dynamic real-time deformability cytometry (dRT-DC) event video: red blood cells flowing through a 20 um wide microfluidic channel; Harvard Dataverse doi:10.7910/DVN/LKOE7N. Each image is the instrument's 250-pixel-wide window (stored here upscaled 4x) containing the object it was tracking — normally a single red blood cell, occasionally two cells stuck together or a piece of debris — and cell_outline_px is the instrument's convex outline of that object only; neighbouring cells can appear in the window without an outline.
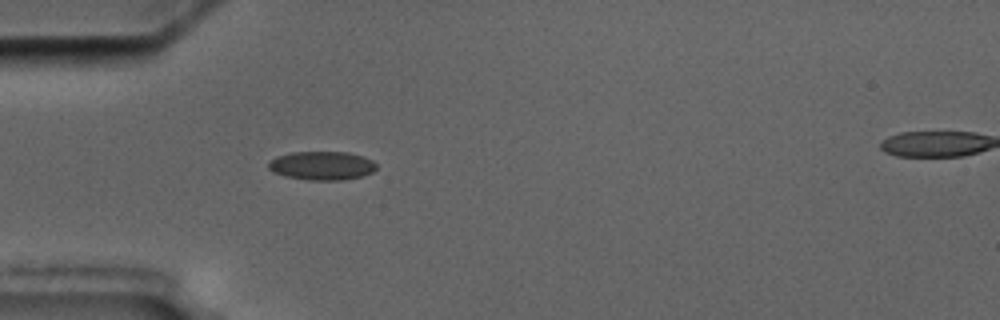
{"species": "common noctule bat (a hibernating species)", "species_latin": "Nyctalus noctula", "temperature_condition": "cold", "stored_images_in_passage": 5, "segment_of_instrument_passage": [1, 2], "camera_frame_rate_fps": 3000, "um_per_image_px": 0.085, "animal": {"sex": "male", "body_mass_g": 17.5, "forearm_length_mm": 52.3}, "frame": {"image": 1, "passage_image": 4, "time_ms": 3.667, "image_size_px": [1000, 320], "cell_outline_px": [[376, 168], [372, 172], [360, 176], [344, 180], [312, 180], [288, 176], [276, 172], [268, 168], [268, 160], [276, 156], [292, 152], [348, 152], [364, 156], [372, 160], [376, 164]], "centroid_in_image_um": [27.37, 14.06], "position_along_channel_um": 57.6, "area_um2": 17.92}}